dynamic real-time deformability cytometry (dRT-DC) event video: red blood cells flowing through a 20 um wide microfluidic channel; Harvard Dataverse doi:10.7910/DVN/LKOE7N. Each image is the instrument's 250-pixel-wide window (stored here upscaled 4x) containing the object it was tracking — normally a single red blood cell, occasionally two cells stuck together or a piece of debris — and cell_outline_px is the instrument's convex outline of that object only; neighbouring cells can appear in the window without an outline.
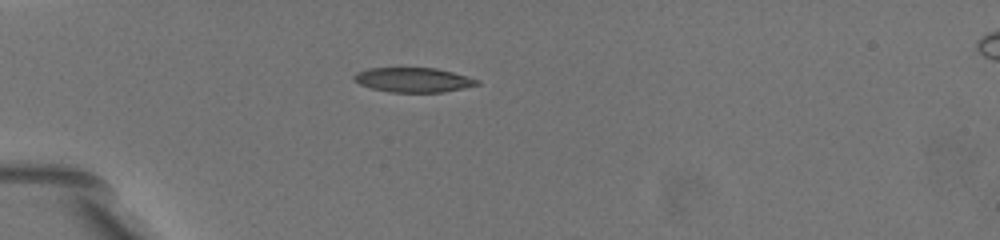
{"species": "common noctule bat (a hibernating species)", "species_latin": "Nyctalus noctula", "temperature_condition": "warm", "stored_images_in_passage": 32, "camera_frame_rate_fps": 3000, "um_per_image_px": 0.085, "animal": {"sex": "female", "body_mass_g": 19.5, "forearm_length_mm": 54.1}, "frame": {"image": 1, "passage_image": 1, "time_ms": 0.0, "image_size_px": [1000, 240], "cell_outline_px": [[480, 84], [464, 88], [444, 92], [392, 92], [372, 88], [360, 84], [352, 80], [352, 76], [356, 72], [368, 68], [436, 68], [468, 76], [480, 80]], "centroid_in_image_um": [35.13, 6.79], "position_along_channel_um": 49.9, "area_um2": 17.69}}
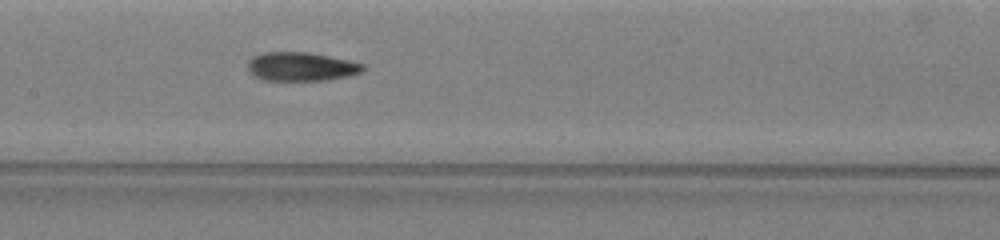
{"frame": {"image": 2, "passage_image": 12, "time_ms": 4.333, "image_size_px": [1000, 240], "cell_outline_px": [[364, 68], [360, 72], [348, 76], [328, 80], [264, 80], [256, 76], [248, 68], [248, 60], [252, 56], [264, 52], [304, 52], [328, 56], [364, 64]], "centroid_in_image_um": [25.58, 5.66], "position_along_channel_um": 181.8, "area_um2": 19.02}}
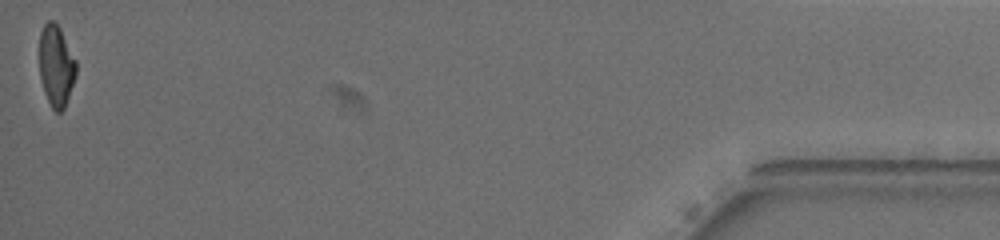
{"frame": {"image": 3, "passage_image": 32, "time_ms": 13.667, "image_size_px": [1000, 240], "cell_outline_px": [[76, 76], [64, 108], [60, 112], [56, 112], [52, 108], [44, 92], [40, 76], [40, 32], [44, 24], [48, 20], [52, 20], [60, 28], [76, 60]], "centroid_in_image_um": [4.78, 5.59], "position_along_channel_um": 430.4, "area_um2": 17.28}, "authors_computed_cell_mechanics": {"area_um2": 19.074, "velocity_mm_per_s": 3.5865, "shape_relaxation_time_tau1_ms": 7.4353, "shape_relaxation_time_tau2_ms": 1.5739, "deformation_change_tau1": 0.2445, "deformation_change_tau2": 0.0799}}